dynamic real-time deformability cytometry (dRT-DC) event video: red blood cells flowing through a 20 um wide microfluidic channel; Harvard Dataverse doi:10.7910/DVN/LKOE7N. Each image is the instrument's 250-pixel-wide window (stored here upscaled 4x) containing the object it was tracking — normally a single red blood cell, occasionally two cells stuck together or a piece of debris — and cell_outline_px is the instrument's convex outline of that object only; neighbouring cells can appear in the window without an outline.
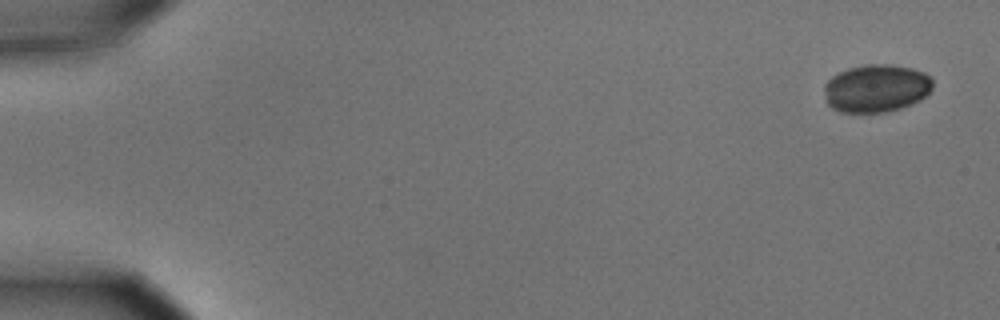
{"species": "common noctule bat (a hibernating species)", "species_latin": "Nyctalus noctula", "temperature_condition": "cold", "stored_images_in_passage": 11, "camera_frame_rate_fps": 3000, "um_per_image_px": 0.085, "animal": {"sex": "male", "body_mass_g": 15.6}, "frame": {"image": 1, "passage_image": 1, "time_ms": 0.0, "image_size_px": [1000, 320], "cell_outline_px": [[932, 88], [920, 100], [900, 108], [884, 112], [840, 112], [832, 108], [824, 100], [824, 84], [832, 76], [848, 68], [864, 64], [892, 64], [912, 68], [924, 72], [932, 76]], "centroid_in_image_um": [74.46, 7.49], "position_along_channel_um": 10.5, "area_um2": 30.46}}
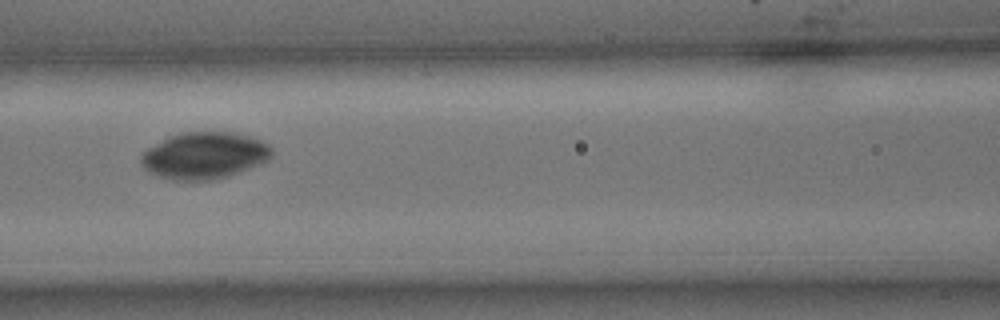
{"frame": {"image": 2, "passage_image": 7, "time_ms": 2.0, "image_size_px": [1000, 320], "cell_outline_px": [[272, 156], [268, 160], [260, 164], [228, 176], [212, 180], [176, 180], [160, 176], [144, 168], [140, 160], [140, 156], [148, 148], [168, 136], [184, 132], [232, 132], [248, 136], [260, 140], [268, 144], [272, 148]], "centroid_in_image_um": [17.39, 13.21], "position_along_channel_um": 149.2, "area_um2": 35.37}}
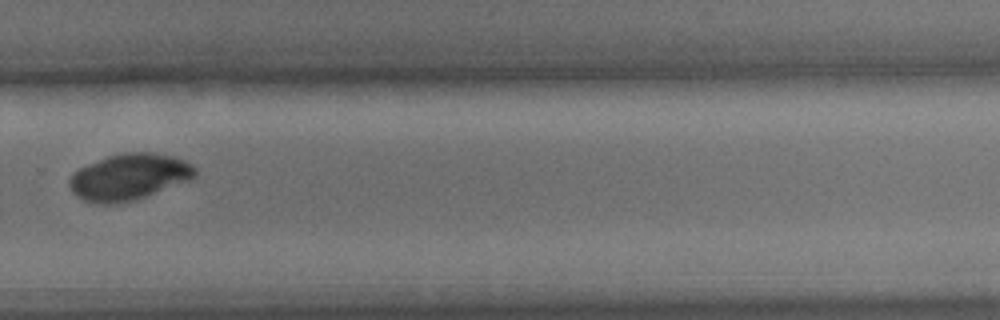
{"frame": {"image": 3, "passage_image": 11, "time_ms": 3.333, "image_size_px": [1000, 320], "cell_outline_px": [[196, 176], [192, 180], [132, 200], [116, 204], [100, 204], [84, 200], [76, 196], [72, 192], [68, 184], [68, 180], [80, 168], [88, 164], [108, 156], [124, 152], [152, 152], [172, 156], [184, 160], [192, 164], [196, 168]], "centroid_in_image_um": [10.99, 15.03], "position_along_channel_um": 318.8, "area_um2": 33.81}}